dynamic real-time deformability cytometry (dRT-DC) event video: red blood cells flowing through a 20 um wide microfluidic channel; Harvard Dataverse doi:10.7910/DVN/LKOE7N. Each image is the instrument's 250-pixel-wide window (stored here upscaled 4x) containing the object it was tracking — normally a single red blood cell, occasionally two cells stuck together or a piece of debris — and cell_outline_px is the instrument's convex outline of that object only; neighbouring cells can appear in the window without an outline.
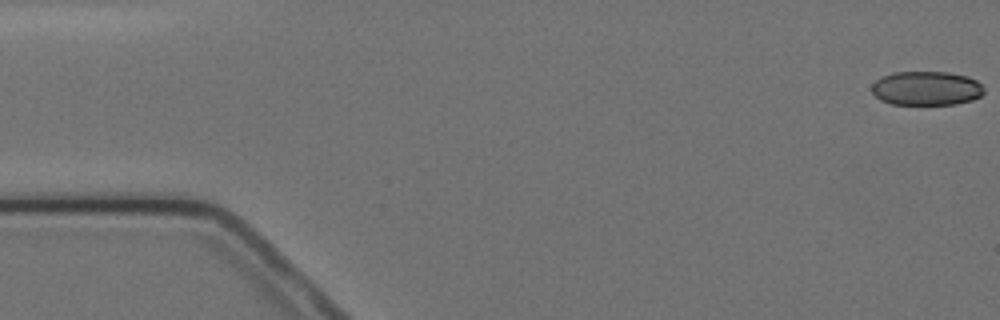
{"species": "Egyptian fruit bat (a non-hibernating species)", "species_latin": "Rousettus aegyptiacus", "temperature_condition": "cold", "stored_images_in_passage": 15, "camera_frame_rate_fps": 3000, "um_per_image_px": 0.085, "animal": {"sex": "female"}, "frame": {"image": 1, "passage_image": 1, "time_ms": 0.0, "image_size_px": [1000, 320], "cell_outline_px": [[984, 92], [980, 96], [972, 100], [956, 104], [892, 104], [880, 100], [872, 92], [872, 84], [880, 76], [892, 72], [948, 72], [968, 76], [976, 80], [984, 88]], "centroid_in_image_um": [78.73, 7.5], "position_along_channel_um": 6.3, "area_um2": 22.43}}
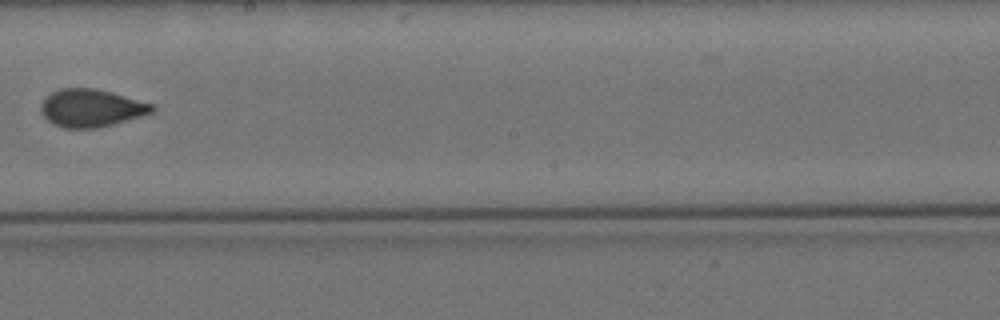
{"frame": {"image": 2, "passage_image": 9, "time_ms": 10.333, "image_size_px": [1000, 320], "cell_outline_px": [[156, 108], [152, 112], [140, 116], [112, 124], [96, 128], [64, 128], [52, 124], [40, 112], [40, 104], [52, 92], [60, 88], [92, 88], [108, 92], [152, 104]], "centroid_in_image_um": [7.69, 9.19], "position_along_channel_um": 240.5, "area_um2": 23.99}}
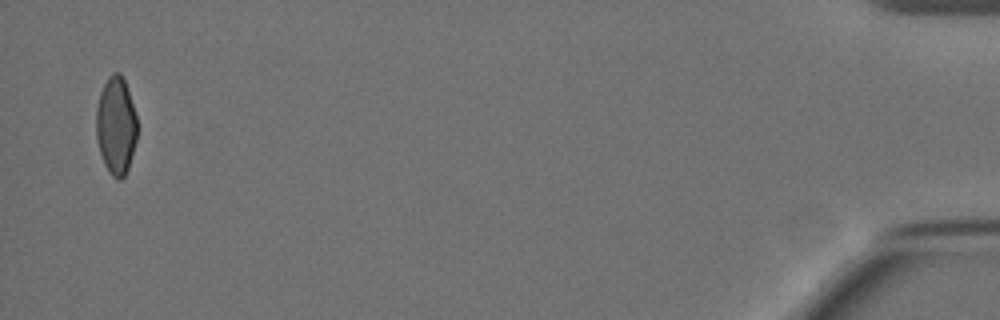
{"frame": {"image": 3, "passage_image": 15, "time_ms": 18.333, "image_size_px": [1000, 320], "cell_outline_px": [[136, 140], [128, 168], [124, 176], [120, 180], [116, 180], [108, 172], [104, 164], [96, 140], [96, 108], [100, 92], [108, 76], [112, 72], [120, 72], [128, 88], [136, 116]], "centroid_in_image_um": [9.84, 10.67], "position_along_channel_um": 425.4, "area_um2": 23.47}, "authors_computed_cell_mechanics": {"area_um2": 23.987, "velocity_mm_per_s": 3.5079, "shape_relaxation_time_tau1_ms": null, "shape_relaxation_time_tau2_ms": 1.051, "deformation_change_tau1": null, "deformation_change_tau2": 0.0433}}